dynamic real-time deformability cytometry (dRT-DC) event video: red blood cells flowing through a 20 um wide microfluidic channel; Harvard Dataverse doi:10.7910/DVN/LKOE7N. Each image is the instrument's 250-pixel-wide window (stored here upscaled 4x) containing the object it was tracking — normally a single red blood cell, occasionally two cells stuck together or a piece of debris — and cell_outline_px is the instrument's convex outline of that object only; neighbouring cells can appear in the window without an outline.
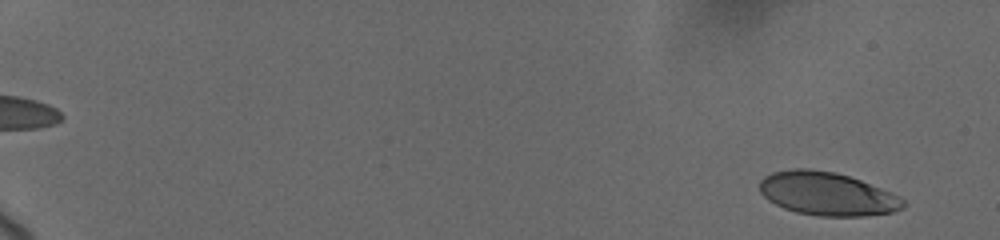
{"species": "human", "species_latin": "Homo sapiens", "temperature_condition": "cold", "stored_images_in_passage": 33, "camera_frame_rate_fps": 3000, "um_per_image_px": 0.085, "donor": {"sex": "female"}, "frame": {"image": 1, "passage_image": 1, "time_ms": 0.0, "image_size_px": [1000, 240], "cell_outline_px": [[904, 208], [892, 212], [864, 216], [820, 216], [796, 212], [784, 208], [768, 200], [760, 192], [760, 180], [764, 176], [772, 172], [792, 168], [808, 168], [836, 172], [860, 180], [892, 192], [900, 196], [904, 200]], "centroid_in_image_um": [70.3, 16.46], "position_along_channel_um": 14.7, "area_um2": 36.36}}
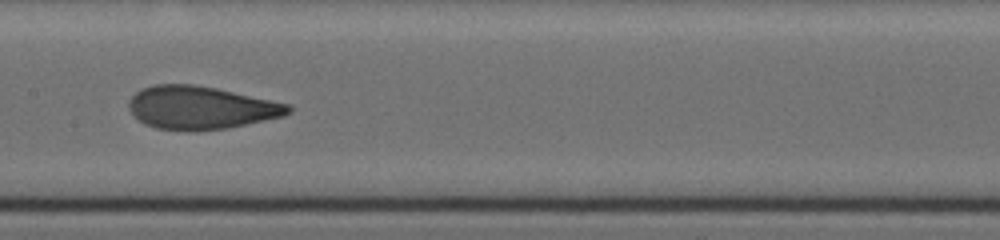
{"frame": {"image": 2, "passage_image": 18, "time_ms": 10.0, "image_size_px": [1000, 240], "cell_outline_px": [[292, 112], [284, 116], [228, 128], [156, 128], [144, 124], [128, 108], [128, 104], [132, 96], [140, 88], [152, 84], [192, 84], [216, 88], [288, 104], [292, 108]], "centroid_in_image_um": [17.06, 9.11], "position_along_channel_um": 190.3, "area_um2": 39.02}}
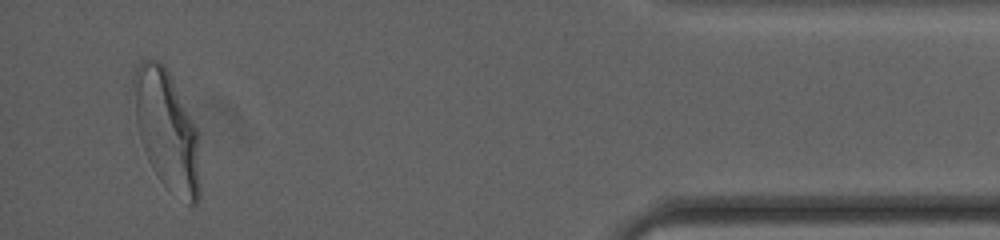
{"frame": {"image": 3, "passage_image": 32, "time_ms": 17.667, "image_size_px": [1000, 240], "cell_outline_px": [[200, 196], [196, 204], [188, 204], [168, 188], [160, 180], [152, 168], [144, 152], [136, 120], [132, 80], [136, 68], [140, 60], [156, 60], [164, 64], [200, 136]], "centroid_in_image_um": [14.2, 11.11], "position_along_channel_um": 421.0, "area_um2": 46.07}, "authors_computed_cell_mechanics": {"area_um2": 39.304, "velocity_mm_per_s": 3.6733, "shape_relaxation_time_tau1_ms": 4.8188, "shape_relaxation_time_tau2_ms": 0.9258, "deformation_change_tau1": 0.1757, "deformation_change_tau2": 0.0825}}